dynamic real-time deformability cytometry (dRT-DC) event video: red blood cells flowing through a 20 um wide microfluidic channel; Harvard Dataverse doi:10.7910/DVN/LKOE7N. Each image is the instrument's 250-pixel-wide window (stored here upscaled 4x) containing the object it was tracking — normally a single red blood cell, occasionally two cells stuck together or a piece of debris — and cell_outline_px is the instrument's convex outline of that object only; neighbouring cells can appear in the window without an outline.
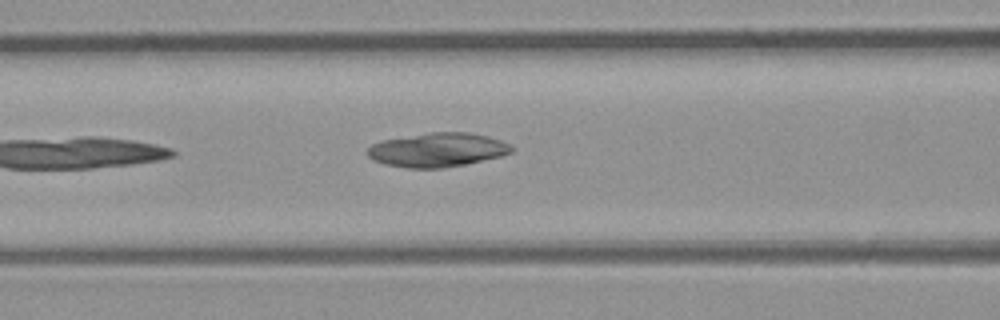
{"species": "common noctule bat (a hibernating species)", "species_latin": "Nyctalus noctula", "temperature_condition": "room temperature", "stored_images_in_passage": 6, "camera_frame_rate_fps": 3000, "um_per_image_px": 0.085, "animal": {"sex": "male", "body_mass_g": 23.1, "forearm_length_mm": 52.7}, "frame": {"image": 1, "passage_image": 6, "time_ms": 6.0, "image_size_px": [1000, 320], "cell_outline_px": [[512, 152], [500, 156], [464, 164], [444, 168], [408, 168], [384, 164], [372, 160], [368, 156], [368, 148], [372, 144], [384, 140], [432, 132], [468, 132], [488, 136], [500, 140], [508, 144], [512, 148]], "centroid_in_image_um": [37.17, 12.74], "position_along_channel_um": 129.4, "area_um2": 28.26}}